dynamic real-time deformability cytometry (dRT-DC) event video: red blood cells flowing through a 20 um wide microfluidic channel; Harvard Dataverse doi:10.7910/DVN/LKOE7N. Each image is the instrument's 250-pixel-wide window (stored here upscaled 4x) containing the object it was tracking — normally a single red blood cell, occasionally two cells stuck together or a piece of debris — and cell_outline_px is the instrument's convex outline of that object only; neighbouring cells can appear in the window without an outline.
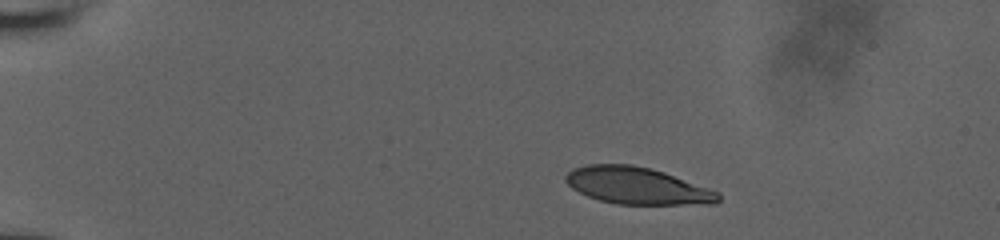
{"species": "human", "species_latin": "Homo sapiens", "temperature_condition": "room temperature", "stored_images_in_passage": 45, "camera_frame_rate_fps": 3000, "um_per_image_px": 0.085, "donor": {"sex": "male"}, "frame": {"image": 1, "passage_image": 1, "time_ms": 0.0, "image_size_px": [1000, 240], "cell_outline_px": [[720, 200], [716, 204], [616, 204], [600, 200], [588, 196], [572, 188], [564, 180], [564, 176], [572, 168], [584, 164], [632, 164], [664, 172], [720, 192]], "centroid_in_image_um": [54.15, 15.78], "position_along_channel_um": 30.9, "area_um2": 32.89}}
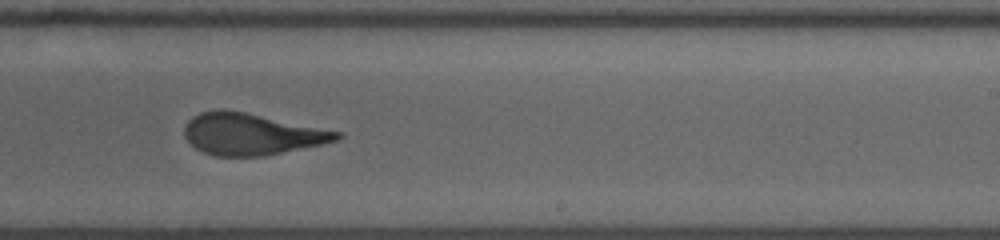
{"frame": {"image": 2, "passage_image": 26, "time_ms": 8.333, "image_size_px": [1000, 240], "cell_outline_px": [[344, 136], [336, 140], [320, 144], [264, 156], [212, 156], [196, 148], [184, 136], [184, 128], [188, 120], [192, 116], [200, 112], [220, 108], [224, 108], [344, 132]], "centroid_in_image_um": [21.35, 11.38], "position_along_channel_um": 267.6, "area_um2": 36.93}}
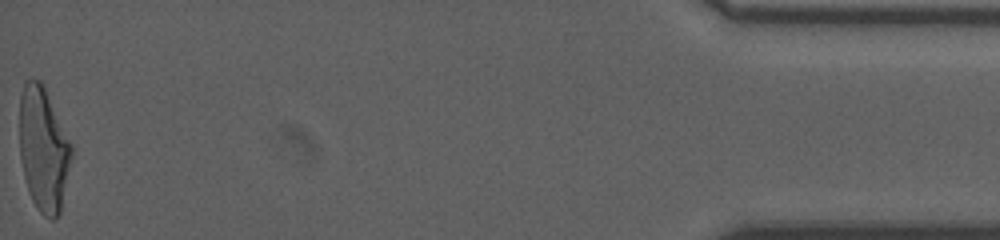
{"frame": {"image": 3, "passage_image": 45, "time_ms": 14.667, "image_size_px": [1000, 240], "cell_outline_px": [[72, 156], [60, 212], [52, 220], [48, 220], [36, 208], [28, 192], [24, 176], [20, 156], [20, 96], [24, 80], [40, 80], [44, 84], [72, 144]], "centroid_in_image_um": [3.69, 12.67], "position_along_channel_um": 431.5, "area_um2": 37.8}, "authors_computed_cell_mechanics": {"area_um2": 36.992, "velocity_mm_per_s": 3.946, "shape_relaxation_time_tau1_ms": 5.6085, "shape_relaxation_time_tau2_ms": 1.2297, "deformation_change_tau1": 0.2511, "deformation_change_tau2": 0.0946}}